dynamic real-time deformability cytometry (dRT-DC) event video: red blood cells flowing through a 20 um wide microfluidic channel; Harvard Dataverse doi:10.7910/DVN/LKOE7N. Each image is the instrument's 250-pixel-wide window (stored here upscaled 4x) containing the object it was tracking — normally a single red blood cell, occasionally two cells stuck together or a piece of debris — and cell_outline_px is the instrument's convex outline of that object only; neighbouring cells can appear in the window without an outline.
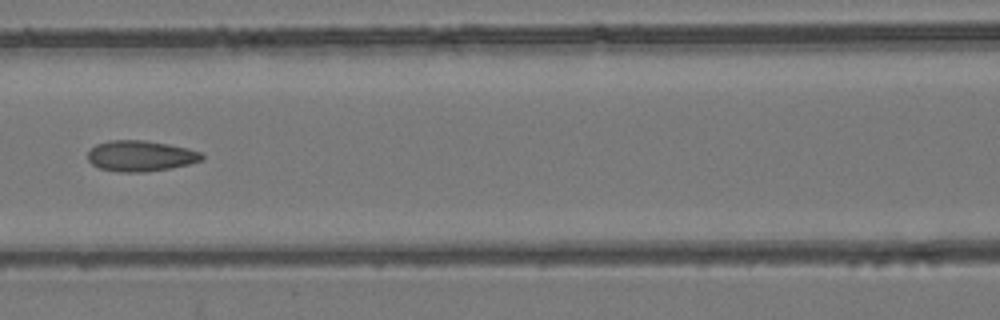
{"species": "common noctule bat (a hibernating species)", "species_latin": "Nyctalus noctula", "temperature_condition": "room temperature", "stored_images_in_passage": 7, "camera_frame_rate_fps": 3000, "um_per_image_px": 0.085, "animal": {"sex": "female", "body_mass_g": 24.6, "forearm_length_mm": 56.2}, "frame": {"image": 1, "passage_image": 7, "time_ms": 2.0, "image_size_px": [1000, 320], "cell_outline_px": [[204, 160], [188, 164], [168, 168], [144, 172], [120, 172], [100, 168], [92, 164], [88, 160], [88, 152], [96, 144], [108, 140], [144, 140], [168, 144], [188, 148], [200, 152], [204, 156]], "centroid_in_image_um": [11.94, 13.25], "position_along_channel_um": 154.7, "area_um2": 20.4}}